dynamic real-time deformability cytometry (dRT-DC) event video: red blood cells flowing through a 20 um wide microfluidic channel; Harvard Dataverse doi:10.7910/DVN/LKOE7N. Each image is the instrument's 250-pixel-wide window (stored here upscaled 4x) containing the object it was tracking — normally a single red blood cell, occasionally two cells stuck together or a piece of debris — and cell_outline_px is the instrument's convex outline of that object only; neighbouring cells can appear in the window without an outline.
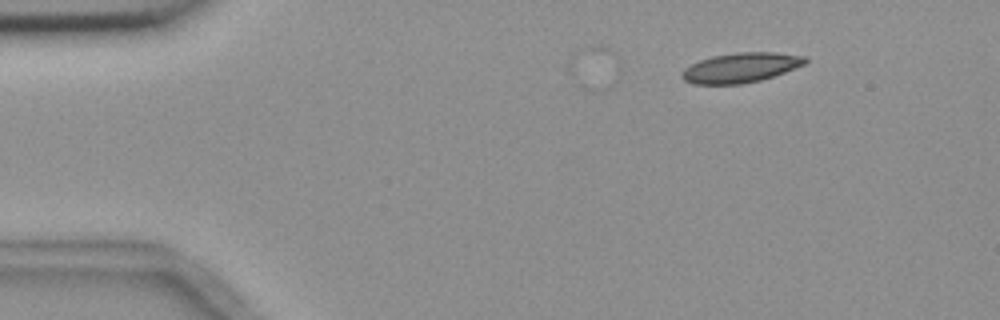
{"species": "common noctule bat (a hibernating species)", "species_latin": "Nyctalus noctula", "temperature_condition": "room temperature", "stored_images_in_passage": 4, "camera_frame_rate_fps": 3000, "um_per_image_px": 0.085, "animal": {"sex": "female", "body_mass_g": 18.4}, "frame": {"image": 1, "passage_image": 2, "time_ms": 1.333, "image_size_px": [1000, 320], "cell_outline_px": [[808, 60], [804, 64], [784, 72], [760, 80], [740, 84], [692, 84], [684, 80], [680, 76], [680, 72], [684, 68], [700, 60], [712, 56], [736, 52], [776, 52], [808, 56]], "centroid_in_image_um": [62.94, 5.74], "position_along_channel_um": 22.1, "area_um2": 21.44}}